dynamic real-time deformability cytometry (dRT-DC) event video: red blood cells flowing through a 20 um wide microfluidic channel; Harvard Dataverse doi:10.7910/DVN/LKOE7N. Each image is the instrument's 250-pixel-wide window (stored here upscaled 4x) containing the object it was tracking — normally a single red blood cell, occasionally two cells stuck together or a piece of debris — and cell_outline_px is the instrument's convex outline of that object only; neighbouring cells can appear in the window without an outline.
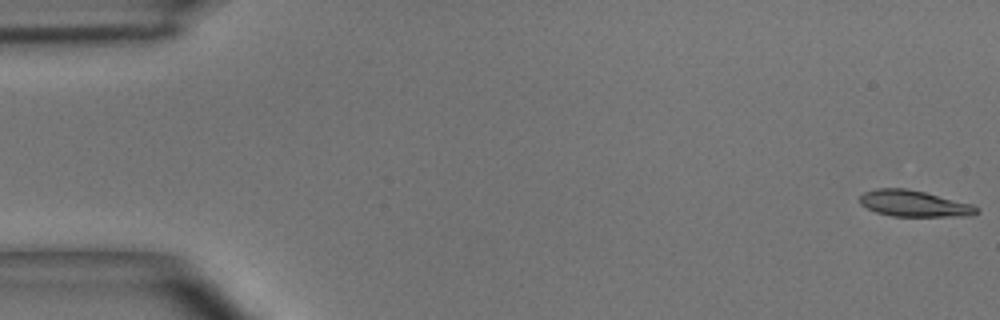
{"species": "common noctule bat (a hibernating species)", "species_latin": "Nyctalus noctula", "temperature_condition": "room temperature", "stored_images_in_passage": 49, "camera_frame_rate_fps": 3000, "um_per_image_px": 0.085, "animal": {"sex": "male", "body_mass_g": 15.6}, "frame": {"image": 1, "passage_image": 1, "time_ms": 0.0, "image_size_px": [1000, 320], "cell_outline_px": [[980, 212], [972, 216], [892, 216], [876, 212], [860, 204], [860, 196], [864, 192], [876, 188], [904, 188], [924, 192], [972, 204], [980, 208]], "centroid_in_image_um": [77.72, 17.31], "position_along_channel_um": 7.3, "area_um2": 17.86}}
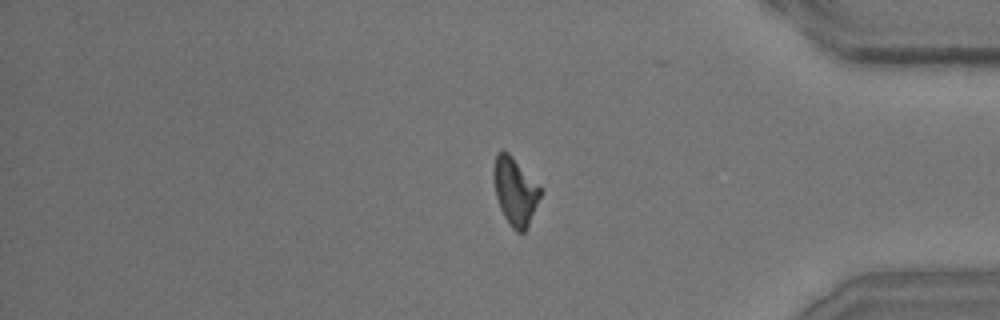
{"frame": {"image": 2, "passage_image": 41, "time_ms": 13.333, "image_size_px": [1000, 320], "cell_outline_px": [[544, 192], [524, 232], [516, 232], [512, 228], [504, 216], [500, 208], [496, 196], [492, 172], [496, 152], [504, 148], [512, 156]], "centroid_in_image_um": [43.77, 16.23], "position_along_channel_um": 391.4, "area_um2": 18.44}}
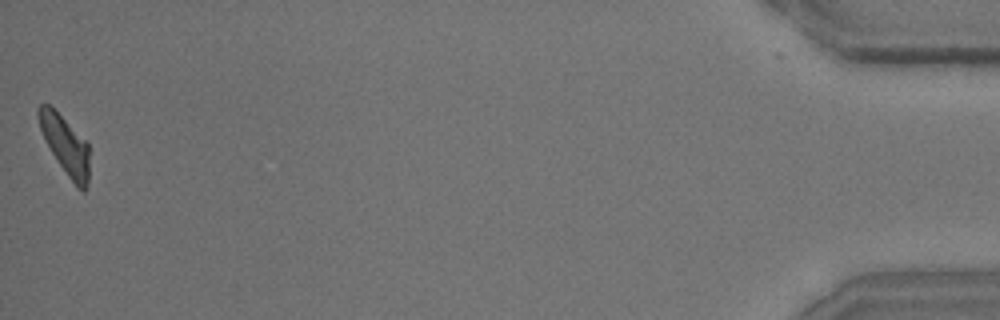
{"frame": {"image": 3, "passage_image": 49, "time_ms": 16.0, "image_size_px": [1000, 320], "cell_outline_px": [[88, 188], [84, 192], [80, 192], [76, 188], [44, 140], [36, 116], [36, 108], [40, 104], [48, 104], [88, 144]], "centroid_in_image_um": [5.52, 12.38], "position_along_channel_um": 429.7, "area_um2": 16.94}, "authors_computed_cell_mechanics": {"area_um2": 18.4382, "velocity_mm_per_s": 4.0752, "shape_relaxation_time_tau1_ms": 5.8842, "shape_relaxation_time_tau2_ms": 6.149, "deformation_change_tau1": 0.1843, "deformation_change_tau2": 0.15}}